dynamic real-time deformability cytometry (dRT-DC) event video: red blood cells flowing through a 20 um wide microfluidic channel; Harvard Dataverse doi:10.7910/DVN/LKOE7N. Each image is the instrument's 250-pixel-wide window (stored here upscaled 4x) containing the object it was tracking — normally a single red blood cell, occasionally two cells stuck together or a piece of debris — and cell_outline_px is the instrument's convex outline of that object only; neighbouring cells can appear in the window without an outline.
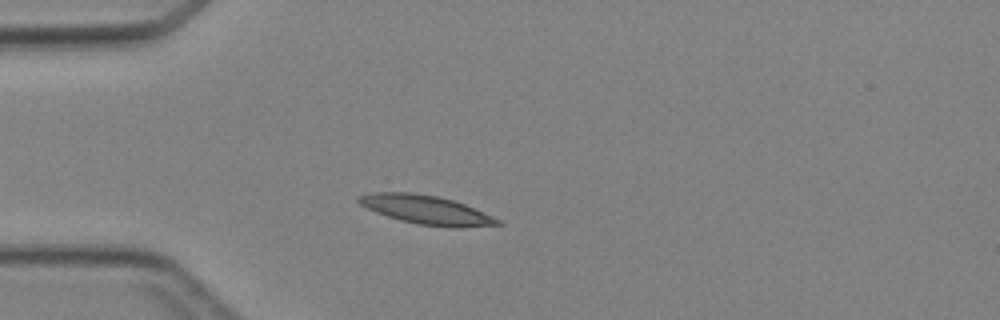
{"species": "Egyptian fruit bat (a non-hibernating species)", "species_latin": "Rousettus aegyptiacus", "temperature_condition": "cold", "stored_images_in_passage": 3, "camera_frame_rate_fps": 3000, "um_per_image_px": 0.085, "animal": {"sex": "female"}, "frame": {"image": 1, "passage_image": 2, "time_ms": 1.333, "image_size_px": [1000, 320], "cell_outline_px": [[504, 224], [460, 228], [452, 228], [416, 224], [400, 220], [376, 212], [360, 204], [356, 200], [356, 196], [372, 192], [412, 192], [436, 196], [452, 200], [464, 204], [492, 216], [500, 220]], "centroid_in_image_um": [36.21, 17.84], "position_along_channel_um": 48.8, "area_um2": 23.35}}